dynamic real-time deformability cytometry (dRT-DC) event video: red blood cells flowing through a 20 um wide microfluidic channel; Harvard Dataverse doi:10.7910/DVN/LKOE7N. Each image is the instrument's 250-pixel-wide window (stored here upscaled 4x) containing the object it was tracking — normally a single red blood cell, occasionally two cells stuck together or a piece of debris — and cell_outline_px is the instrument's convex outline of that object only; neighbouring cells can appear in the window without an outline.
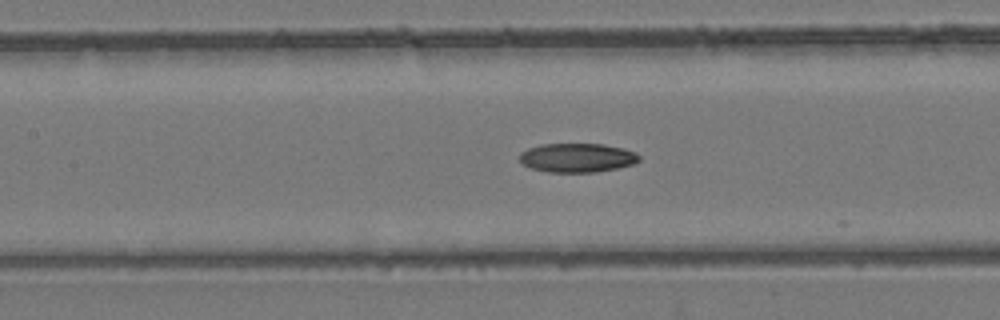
{"species": "common noctule bat (a hibernating species)", "species_latin": "Nyctalus noctula", "temperature_condition": "room temperature", "stored_images_in_passage": 27, "camera_frame_rate_fps": 3000, "um_per_image_px": 0.085, "animal": {"sex": "female", "body_mass_g": 24.6, "forearm_length_mm": 56.2}, "frame": {"image": 1, "passage_image": 22, "time_ms": 7.0, "image_size_px": [1000, 320], "cell_outline_px": [[640, 160], [632, 164], [616, 168], [596, 172], [548, 172], [532, 168], [524, 164], [520, 160], [520, 152], [528, 148], [540, 144], [604, 144], [624, 148], [636, 152], [640, 156]], "centroid_in_image_um": [49.08, 13.4], "position_along_channel_um": 158.3, "area_um2": 20.23}}
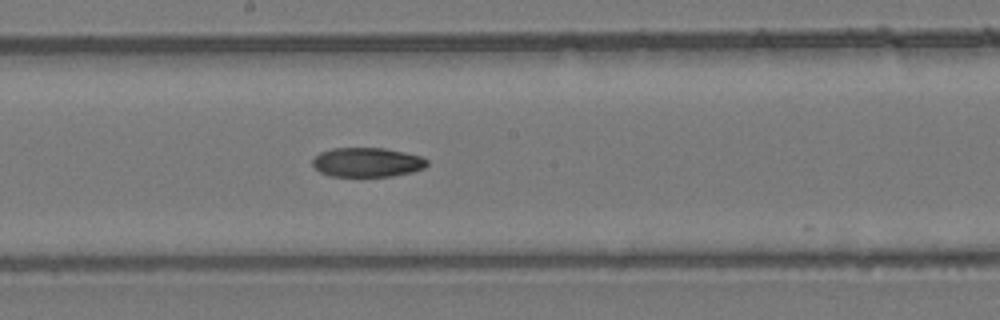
{"frame": {"image": 2, "passage_image": 26, "time_ms": 8.333, "image_size_px": [1000, 320], "cell_outline_px": [[428, 164], [424, 168], [412, 172], [392, 176], [328, 176], [320, 172], [312, 164], [312, 160], [320, 152], [332, 148], [384, 148], [404, 152], [420, 156], [428, 160]], "centroid_in_image_um": [31.2, 13.79], "position_along_channel_um": 217.0, "area_um2": 19.59}}